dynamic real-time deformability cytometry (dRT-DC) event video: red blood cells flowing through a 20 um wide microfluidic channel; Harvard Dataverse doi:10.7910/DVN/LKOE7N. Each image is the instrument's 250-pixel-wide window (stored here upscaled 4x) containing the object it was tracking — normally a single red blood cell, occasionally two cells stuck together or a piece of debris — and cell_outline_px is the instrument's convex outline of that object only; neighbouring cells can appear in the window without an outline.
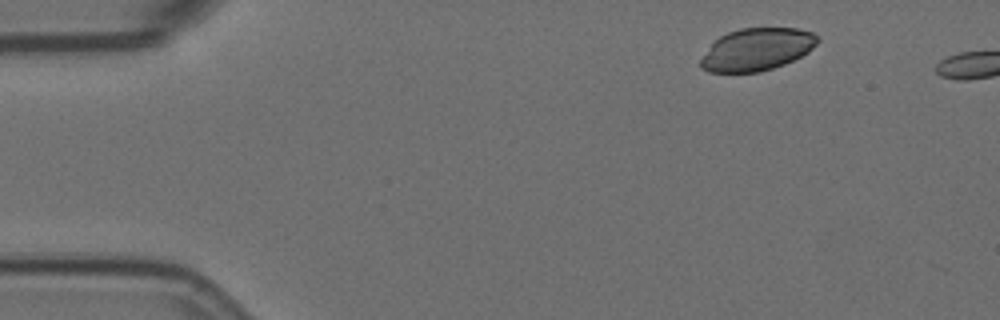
{"species": "Egyptian fruit bat (a non-hibernating species)", "species_latin": "Rousettus aegyptiacus", "temperature_condition": "room temperature", "stored_images_in_passage": 2, "camera_frame_rate_fps": 3000, "um_per_image_px": 0.085, "animal": {"sex": "female"}, "frame": {"image": 1, "passage_image": 1, "time_ms": 0.0, "image_size_px": [1000, 320], "cell_outline_px": [[820, 40], [808, 52], [784, 64], [760, 72], [708, 72], [700, 68], [700, 60], [712, 44], [720, 36], [728, 32], [740, 28], [796, 28], [812, 32]], "centroid_in_image_um": [64.32, 4.2], "position_along_channel_um": 20.7, "area_um2": 28.67}}